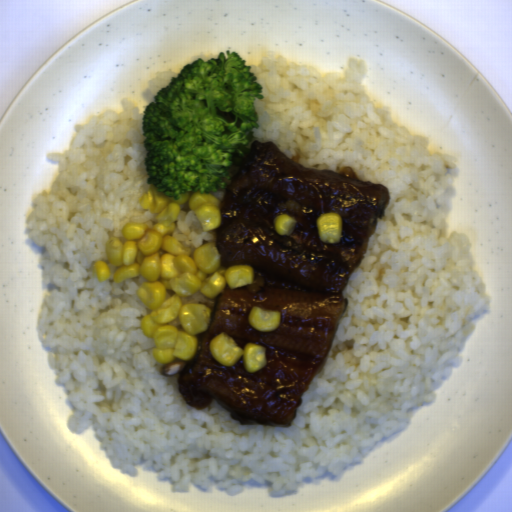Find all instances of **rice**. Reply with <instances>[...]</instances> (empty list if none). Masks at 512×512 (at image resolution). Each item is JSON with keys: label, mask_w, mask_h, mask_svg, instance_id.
<instances>
[{"label": "rice", "mask_w": 512, "mask_h": 512, "mask_svg": "<svg viewBox=\"0 0 512 512\" xmlns=\"http://www.w3.org/2000/svg\"><path fill=\"white\" fill-rule=\"evenodd\" d=\"M263 86L254 100L253 142H272L291 160L384 185L385 215L349 276L332 343L289 425H243L216 399L188 406L178 374L163 376L153 337L141 330L152 310L138 292L145 279L116 282L105 247L122 227H153L158 214L141 197L147 181L145 112L123 98L75 124L65 152L49 154L59 174L27 215L50 290L38 336L48 366L74 407L72 433L93 427L112 466L136 478V464L157 470L173 492L242 491L246 482L283 496L322 478L340 479L384 441L408 427L437 398L439 385L464 362L465 345L491 302L473 269L472 243L446 234L459 175L453 155L392 122L363 87L365 61L320 74L271 50L247 65ZM111 272L97 280L93 264Z\"/></svg>", "instance_id": "rice-1"}, {"label": "rice", "mask_w": 512, "mask_h": 512, "mask_svg": "<svg viewBox=\"0 0 512 512\" xmlns=\"http://www.w3.org/2000/svg\"><path fill=\"white\" fill-rule=\"evenodd\" d=\"M173 237L192 252L198 250L202 244L216 242L217 229L203 231L199 219L185 204L176 221Z\"/></svg>", "instance_id": "rice-2"}, {"label": "rice", "mask_w": 512, "mask_h": 512, "mask_svg": "<svg viewBox=\"0 0 512 512\" xmlns=\"http://www.w3.org/2000/svg\"><path fill=\"white\" fill-rule=\"evenodd\" d=\"M179 74L173 68L157 72L156 77L147 83L148 93L155 97L162 88L169 85L172 77H176Z\"/></svg>", "instance_id": "rice-3"}, {"label": "rice", "mask_w": 512, "mask_h": 512, "mask_svg": "<svg viewBox=\"0 0 512 512\" xmlns=\"http://www.w3.org/2000/svg\"><path fill=\"white\" fill-rule=\"evenodd\" d=\"M216 299V298H215ZM215 299H209L201 294L194 293L191 296H182V304H199L212 311Z\"/></svg>", "instance_id": "rice-4"}, {"label": "rice", "mask_w": 512, "mask_h": 512, "mask_svg": "<svg viewBox=\"0 0 512 512\" xmlns=\"http://www.w3.org/2000/svg\"><path fill=\"white\" fill-rule=\"evenodd\" d=\"M208 332H209V329L197 334V352H196L195 357L200 353L202 341L205 338V336L208 334Z\"/></svg>", "instance_id": "rice-5"}, {"label": "rice", "mask_w": 512, "mask_h": 512, "mask_svg": "<svg viewBox=\"0 0 512 512\" xmlns=\"http://www.w3.org/2000/svg\"><path fill=\"white\" fill-rule=\"evenodd\" d=\"M228 188L227 189H219L217 190L216 192H207L209 193L210 195H212L213 197L217 198L218 200L223 201L224 197H225V194L227 192Z\"/></svg>", "instance_id": "rice-6"}]
</instances>
